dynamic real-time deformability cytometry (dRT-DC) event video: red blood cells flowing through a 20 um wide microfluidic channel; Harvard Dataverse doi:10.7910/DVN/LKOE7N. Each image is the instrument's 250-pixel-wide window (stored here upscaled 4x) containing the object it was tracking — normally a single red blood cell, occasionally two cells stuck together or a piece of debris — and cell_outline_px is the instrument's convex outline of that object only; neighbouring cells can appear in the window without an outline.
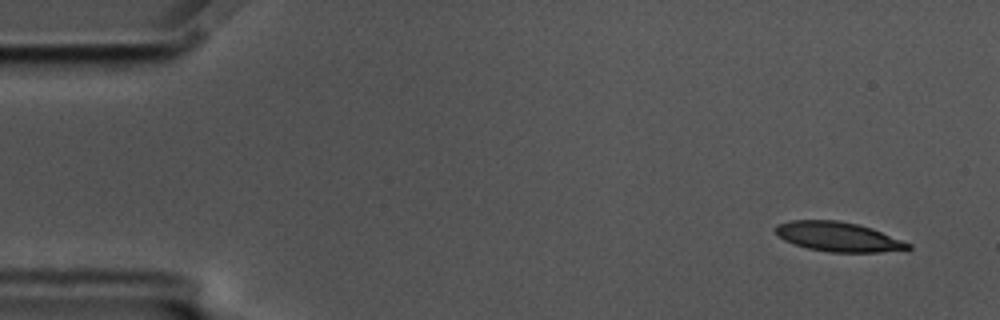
{"species": "common noctule bat (a hibernating species)", "species_latin": "Nyctalus noctula", "temperature_condition": "cold", "stored_images_in_passage": 52, "camera_frame_rate_fps": 3000, "um_per_image_px": 0.085, "animal": {"sex": "male", "body_mass_g": 17.5, "forearm_length_mm": 52.3}, "frame": {"image": 1, "passage_image": 1, "time_ms": 0.0, "image_size_px": [1000, 320], "cell_outline_px": [[912, 248], [908, 252], [828, 252], [808, 248], [784, 240], [776, 232], [776, 224], [788, 220], [840, 220], [860, 224], [872, 228], [912, 244]], "centroid_in_image_um": [71.35, 20.13], "position_along_channel_um": 13.7, "area_um2": 23.18}}
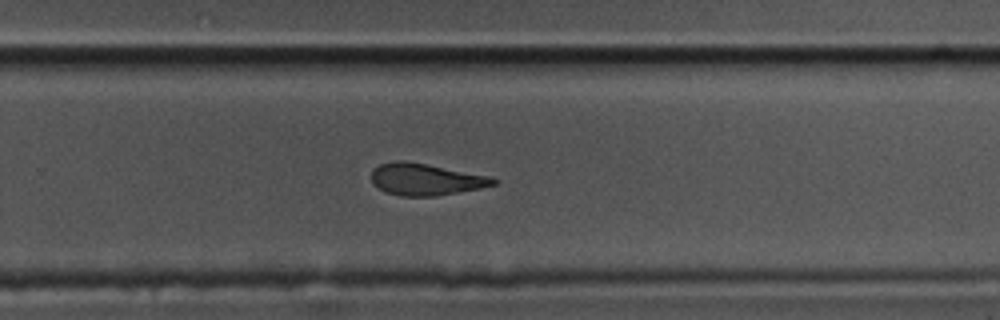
{"frame": {"image": 2, "passage_image": 35, "time_ms": 11.333, "image_size_px": [1000, 320], "cell_outline_px": [[500, 180], [496, 184], [480, 188], [436, 196], [400, 196], [388, 192], [372, 184], [372, 172], [380, 164], [396, 160], [404, 160], [492, 176]], "centroid_in_image_um": [36.23, 15.24], "position_along_channel_um": 293.6, "area_um2": 22.54}}
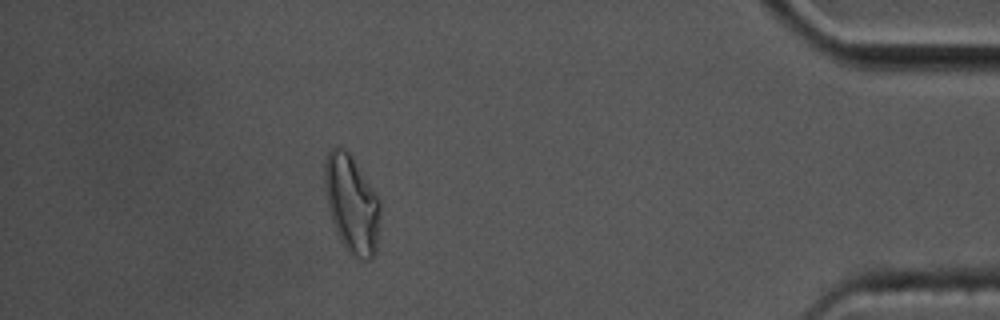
{"frame": {"image": 3, "passage_image": 49, "time_ms": 16.0, "image_size_px": [1000, 320], "cell_outline_px": [[380, 216], [376, 252], [368, 260], [364, 260], [352, 256], [348, 252], [332, 220], [328, 208], [324, 184], [324, 164], [328, 152], [332, 148], [344, 148], [352, 152], [376, 192], [380, 200]], "centroid_in_image_um": [29.92, 17.27], "position_along_channel_um": 405.3, "area_um2": 32.02}, "authors_computed_cell_mechanics": {"area_um2": 23.7847, "velocity_mm_per_s": 3.4369, "shape_relaxation_time_tau1_ms": 4.0834, "shape_relaxation_time_tau2_ms": 6.1426, "deformation_change_tau1": 0.161, "deformation_change_tau2": 0.1726}}